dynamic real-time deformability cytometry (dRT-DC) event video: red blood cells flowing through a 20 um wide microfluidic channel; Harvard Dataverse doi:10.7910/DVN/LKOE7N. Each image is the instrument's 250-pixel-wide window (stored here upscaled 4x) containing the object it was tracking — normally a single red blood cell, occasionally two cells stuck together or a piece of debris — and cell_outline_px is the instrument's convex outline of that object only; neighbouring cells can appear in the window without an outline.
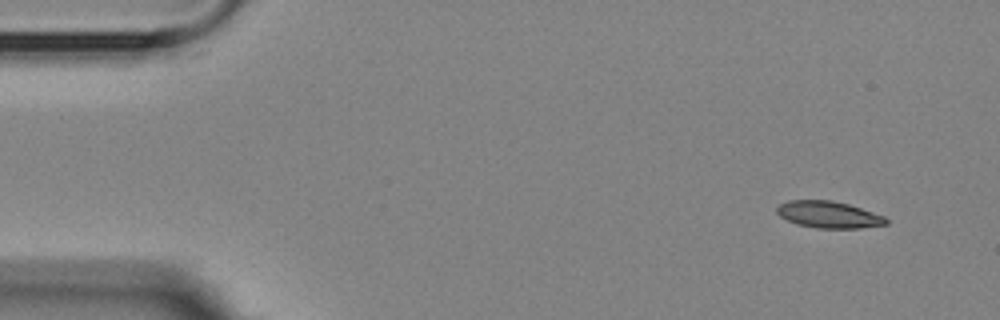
{"species": "Egyptian fruit bat (a non-hibernating species)", "species_latin": "Rousettus aegyptiacus", "temperature_condition": "room temperature", "stored_images_in_passage": 4, "camera_frame_rate_fps": 3000, "um_per_image_px": 0.085, "animal": {"sex": "female"}, "frame": {"image": 1, "passage_image": 1, "time_ms": 0.0, "image_size_px": [1000, 320], "cell_outline_px": [[888, 224], [860, 228], [816, 228], [796, 224], [780, 216], [776, 212], [776, 208], [780, 204], [788, 200], [832, 200], [848, 204], [884, 216], [888, 220]], "centroid_in_image_um": [70.42, 18.24], "position_along_channel_um": 14.6, "area_um2": 16.99}}